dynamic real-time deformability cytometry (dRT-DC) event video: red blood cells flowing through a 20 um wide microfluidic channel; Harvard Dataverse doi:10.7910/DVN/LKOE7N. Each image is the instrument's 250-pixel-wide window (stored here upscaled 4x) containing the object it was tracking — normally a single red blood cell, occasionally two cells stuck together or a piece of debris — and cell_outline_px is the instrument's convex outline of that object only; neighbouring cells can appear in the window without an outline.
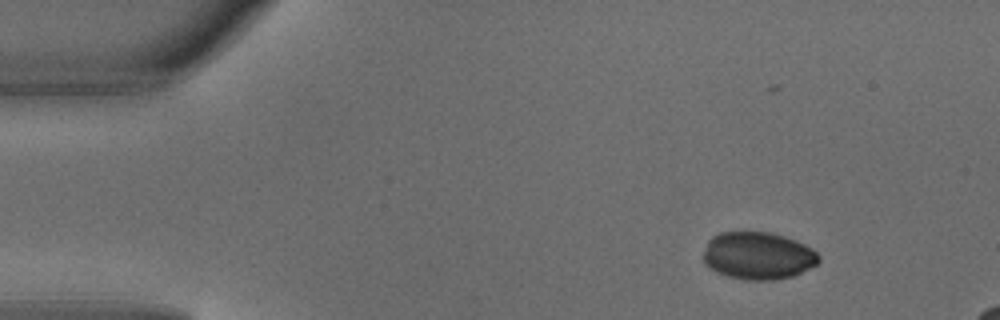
{"species": "common noctule bat (a hibernating species)", "species_latin": "Nyctalus noctula", "temperature_condition": "warm", "stored_images_in_passage": 3, "segment_of_instrument_passage": [1, 2], "camera_frame_rate_fps": 3000, "um_per_image_px": 0.085, "animal": {"sex": "male", "body_mass_g": 18.8}, "frame": {"image": 1, "passage_image": 1, "time_ms": 0.0, "image_size_px": [1000, 320], "cell_outline_px": [[820, 260], [816, 264], [792, 276], [772, 280], [748, 280], [728, 276], [712, 268], [704, 260], [704, 252], [708, 240], [712, 236], [720, 232], [768, 232], [784, 236], [796, 240], [812, 248], [820, 256]], "centroid_in_image_um": [64.45, 21.72], "position_along_channel_um": 20.5, "area_um2": 31.56}}